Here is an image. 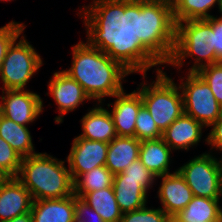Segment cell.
I'll use <instances>...</instances> for the list:
<instances>
[{
    "label": "cell",
    "instance_id": "obj_1",
    "mask_svg": "<svg viewBox=\"0 0 222 222\" xmlns=\"http://www.w3.org/2000/svg\"><path fill=\"white\" fill-rule=\"evenodd\" d=\"M86 42L72 46V64L63 70L98 103L124 90L125 77L157 67L150 56L146 26L128 21L82 17ZM104 101V102H103Z\"/></svg>",
    "mask_w": 222,
    "mask_h": 222
},
{
    "label": "cell",
    "instance_id": "obj_2",
    "mask_svg": "<svg viewBox=\"0 0 222 222\" xmlns=\"http://www.w3.org/2000/svg\"><path fill=\"white\" fill-rule=\"evenodd\" d=\"M150 56L159 65H170L177 70L184 66L185 59L193 58L188 72L215 64L214 33L207 19L175 23L151 48Z\"/></svg>",
    "mask_w": 222,
    "mask_h": 222
},
{
    "label": "cell",
    "instance_id": "obj_3",
    "mask_svg": "<svg viewBox=\"0 0 222 222\" xmlns=\"http://www.w3.org/2000/svg\"><path fill=\"white\" fill-rule=\"evenodd\" d=\"M65 162L39 152L22 159L16 178L30 192L33 201L65 198L74 195V181Z\"/></svg>",
    "mask_w": 222,
    "mask_h": 222
},
{
    "label": "cell",
    "instance_id": "obj_4",
    "mask_svg": "<svg viewBox=\"0 0 222 222\" xmlns=\"http://www.w3.org/2000/svg\"><path fill=\"white\" fill-rule=\"evenodd\" d=\"M156 80L148 84L146 80L136 88L141 95L143 105L150 112L158 129L164 132L184 113L181 90L172 77L160 69L157 64ZM141 86V88H140Z\"/></svg>",
    "mask_w": 222,
    "mask_h": 222
},
{
    "label": "cell",
    "instance_id": "obj_5",
    "mask_svg": "<svg viewBox=\"0 0 222 222\" xmlns=\"http://www.w3.org/2000/svg\"><path fill=\"white\" fill-rule=\"evenodd\" d=\"M20 36L21 38H16L9 46L3 59L0 72L3 83L1 90L26 89L27 83L43 65L40 54L28 42L24 33Z\"/></svg>",
    "mask_w": 222,
    "mask_h": 222
},
{
    "label": "cell",
    "instance_id": "obj_6",
    "mask_svg": "<svg viewBox=\"0 0 222 222\" xmlns=\"http://www.w3.org/2000/svg\"><path fill=\"white\" fill-rule=\"evenodd\" d=\"M218 0H169L146 25L150 48L177 22L212 17L209 12ZM212 8V9H211Z\"/></svg>",
    "mask_w": 222,
    "mask_h": 222
},
{
    "label": "cell",
    "instance_id": "obj_7",
    "mask_svg": "<svg viewBox=\"0 0 222 222\" xmlns=\"http://www.w3.org/2000/svg\"><path fill=\"white\" fill-rule=\"evenodd\" d=\"M194 196L220 199L222 187V156L216 158L205 152L177 169Z\"/></svg>",
    "mask_w": 222,
    "mask_h": 222
},
{
    "label": "cell",
    "instance_id": "obj_8",
    "mask_svg": "<svg viewBox=\"0 0 222 222\" xmlns=\"http://www.w3.org/2000/svg\"><path fill=\"white\" fill-rule=\"evenodd\" d=\"M186 75L180 78L181 83L178 84L184 113L204 127H210L222 114V106L215 99L208 83L197 72H188Z\"/></svg>",
    "mask_w": 222,
    "mask_h": 222
},
{
    "label": "cell",
    "instance_id": "obj_9",
    "mask_svg": "<svg viewBox=\"0 0 222 222\" xmlns=\"http://www.w3.org/2000/svg\"><path fill=\"white\" fill-rule=\"evenodd\" d=\"M1 115L15 123L28 127L43 112V100L39 94L27 89L2 90Z\"/></svg>",
    "mask_w": 222,
    "mask_h": 222
},
{
    "label": "cell",
    "instance_id": "obj_10",
    "mask_svg": "<svg viewBox=\"0 0 222 222\" xmlns=\"http://www.w3.org/2000/svg\"><path fill=\"white\" fill-rule=\"evenodd\" d=\"M47 86L48 93L46 95H51L59 112V115L54 118L57 124L63 122L67 113L75 111L79 105L91 100L82 86L63 70L54 72Z\"/></svg>",
    "mask_w": 222,
    "mask_h": 222
},
{
    "label": "cell",
    "instance_id": "obj_11",
    "mask_svg": "<svg viewBox=\"0 0 222 222\" xmlns=\"http://www.w3.org/2000/svg\"><path fill=\"white\" fill-rule=\"evenodd\" d=\"M108 147L109 143L75 137L66 158L73 181L95 167L105 165Z\"/></svg>",
    "mask_w": 222,
    "mask_h": 222
},
{
    "label": "cell",
    "instance_id": "obj_12",
    "mask_svg": "<svg viewBox=\"0 0 222 222\" xmlns=\"http://www.w3.org/2000/svg\"><path fill=\"white\" fill-rule=\"evenodd\" d=\"M163 8V0H113L97 17L147 25Z\"/></svg>",
    "mask_w": 222,
    "mask_h": 222
},
{
    "label": "cell",
    "instance_id": "obj_13",
    "mask_svg": "<svg viewBox=\"0 0 222 222\" xmlns=\"http://www.w3.org/2000/svg\"><path fill=\"white\" fill-rule=\"evenodd\" d=\"M162 182L157 191L162 210L169 217L176 216L194 197L193 192L186 184L184 177L176 169L173 173L162 175Z\"/></svg>",
    "mask_w": 222,
    "mask_h": 222
},
{
    "label": "cell",
    "instance_id": "obj_14",
    "mask_svg": "<svg viewBox=\"0 0 222 222\" xmlns=\"http://www.w3.org/2000/svg\"><path fill=\"white\" fill-rule=\"evenodd\" d=\"M114 103H108L109 110L117 136L135 137V122L140 107L143 105L141 95L137 90L126 93L125 90L115 94Z\"/></svg>",
    "mask_w": 222,
    "mask_h": 222
},
{
    "label": "cell",
    "instance_id": "obj_15",
    "mask_svg": "<svg viewBox=\"0 0 222 222\" xmlns=\"http://www.w3.org/2000/svg\"><path fill=\"white\" fill-rule=\"evenodd\" d=\"M203 128L199 121L183 113L162 132V139L174 151H188L201 141Z\"/></svg>",
    "mask_w": 222,
    "mask_h": 222
},
{
    "label": "cell",
    "instance_id": "obj_16",
    "mask_svg": "<svg viewBox=\"0 0 222 222\" xmlns=\"http://www.w3.org/2000/svg\"><path fill=\"white\" fill-rule=\"evenodd\" d=\"M30 192L16 178L11 177L0 186V222L31 211Z\"/></svg>",
    "mask_w": 222,
    "mask_h": 222
},
{
    "label": "cell",
    "instance_id": "obj_17",
    "mask_svg": "<svg viewBox=\"0 0 222 222\" xmlns=\"http://www.w3.org/2000/svg\"><path fill=\"white\" fill-rule=\"evenodd\" d=\"M95 106L81 118L83 132L78 137L110 143L117 137L112 116L102 103Z\"/></svg>",
    "mask_w": 222,
    "mask_h": 222
},
{
    "label": "cell",
    "instance_id": "obj_18",
    "mask_svg": "<svg viewBox=\"0 0 222 222\" xmlns=\"http://www.w3.org/2000/svg\"><path fill=\"white\" fill-rule=\"evenodd\" d=\"M30 212L33 222H75L74 195L33 201Z\"/></svg>",
    "mask_w": 222,
    "mask_h": 222
},
{
    "label": "cell",
    "instance_id": "obj_19",
    "mask_svg": "<svg viewBox=\"0 0 222 222\" xmlns=\"http://www.w3.org/2000/svg\"><path fill=\"white\" fill-rule=\"evenodd\" d=\"M140 143L136 137L117 136L109 143L105 166L113 175L122 173L139 159Z\"/></svg>",
    "mask_w": 222,
    "mask_h": 222
},
{
    "label": "cell",
    "instance_id": "obj_20",
    "mask_svg": "<svg viewBox=\"0 0 222 222\" xmlns=\"http://www.w3.org/2000/svg\"><path fill=\"white\" fill-rule=\"evenodd\" d=\"M172 152L162 138L143 140L140 143L139 160L153 175L160 177L171 173L169 165Z\"/></svg>",
    "mask_w": 222,
    "mask_h": 222
},
{
    "label": "cell",
    "instance_id": "obj_21",
    "mask_svg": "<svg viewBox=\"0 0 222 222\" xmlns=\"http://www.w3.org/2000/svg\"><path fill=\"white\" fill-rule=\"evenodd\" d=\"M113 190L123 213L140 209L147 204L148 192L141 186V181L125 179L123 172L114 175Z\"/></svg>",
    "mask_w": 222,
    "mask_h": 222
},
{
    "label": "cell",
    "instance_id": "obj_22",
    "mask_svg": "<svg viewBox=\"0 0 222 222\" xmlns=\"http://www.w3.org/2000/svg\"><path fill=\"white\" fill-rule=\"evenodd\" d=\"M0 137L23 158L37 154L27 126L15 123L0 114Z\"/></svg>",
    "mask_w": 222,
    "mask_h": 222
},
{
    "label": "cell",
    "instance_id": "obj_23",
    "mask_svg": "<svg viewBox=\"0 0 222 222\" xmlns=\"http://www.w3.org/2000/svg\"><path fill=\"white\" fill-rule=\"evenodd\" d=\"M80 198L105 222H121L123 212L116 201L113 186L85 193Z\"/></svg>",
    "mask_w": 222,
    "mask_h": 222
},
{
    "label": "cell",
    "instance_id": "obj_24",
    "mask_svg": "<svg viewBox=\"0 0 222 222\" xmlns=\"http://www.w3.org/2000/svg\"><path fill=\"white\" fill-rule=\"evenodd\" d=\"M220 200L194 196L191 202L176 217L182 222H218Z\"/></svg>",
    "mask_w": 222,
    "mask_h": 222
},
{
    "label": "cell",
    "instance_id": "obj_25",
    "mask_svg": "<svg viewBox=\"0 0 222 222\" xmlns=\"http://www.w3.org/2000/svg\"><path fill=\"white\" fill-rule=\"evenodd\" d=\"M113 180L114 175L105 165L95 167L74 181V194L81 197L85 193L111 187Z\"/></svg>",
    "mask_w": 222,
    "mask_h": 222
},
{
    "label": "cell",
    "instance_id": "obj_26",
    "mask_svg": "<svg viewBox=\"0 0 222 222\" xmlns=\"http://www.w3.org/2000/svg\"><path fill=\"white\" fill-rule=\"evenodd\" d=\"M135 137L139 141L162 138V132L156 126L147 108L142 105L135 122Z\"/></svg>",
    "mask_w": 222,
    "mask_h": 222
},
{
    "label": "cell",
    "instance_id": "obj_27",
    "mask_svg": "<svg viewBox=\"0 0 222 222\" xmlns=\"http://www.w3.org/2000/svg\"><path fill=\"white\" fill-rule=\"evenodd\" d=\"M144 207L123 213L121 222H169V216L160 207Z\"/></svg>",
    "mask_w": 222,
    "mask_h": 222
},
{
    "label": "cell",
    "instance_id": "obj_28",
    "mask_svg": "<svg viewBox=\"0 0 222 222\" xmlns=\"http://www.w3.org/2000/svg\"><path fill=\"white\" fill-rule=\"evenodd\" d=\"M23 157L0 137V167L11 177H17Z\"/></svg>",
    "mask_w": 222,
    "mask_h": 222
},
{
    "label": "cell",
    "instance_id": "obj_29",
    "mask_svg": "<svg viewBox=\"0 0 222 222\" xmlns=\"http://www.w3.org/2000/svg\"><path fill=\"white\" fill-rule=\"evenodd\" d=\"M197 73L208 83L215 99L222 106V62L205 66Z\"/></svg>",
    "mask_w": 222,
    "mask_h": 222
},
{
    "label": "cell",
    "instance_id": "obj_30",
    "mask_svg": "<svg viewBox=\"0 0 222 222\" xmlns=\"http://www.w3.org/2000/svg\"><path fill=\"white\" fill-rule=\"evenodd\" d=\"M26 25L16 21H11L5 26L0 27V72L4 57L12 42L20 37L24 32Z\"/></svg>",
    "mask_w": 222,
    "mask_h": 222
},
{
    "label": "cell",
    "instance_id": "obj_31",
    "mask_svg": "<svg viewBox=\"0 0 222 222\" xmlns=\"http://www.w3.org/2000/svg\"><path fill=\"white\" fill-rule=\"evenodd\" d=\"M123 173L125 174V179L140 180L141 186L148 192L149 188L153 187L157 177L153 175L139 159L132 162Z\"/></svg>",
    "mask_w": 222,
    "mask_h": 222
},
{
    "label": "cell",
    "instance_id": "obj_32",
    "mask_svg": "<svg viewBox=\"0 0 222 222\" xmlns=\"http://www.w3.org/2000/svg\"><path fill=\"white\" fill-rule=\"evenodd\" d=\"M75 222H105L86 202L74 194Z\"/></svg>",
    "mask_w": 222,
    "mask_h": 222
},
{
    "label": "cell",
    "instance_id": "obj_33",
    "mask_svg": "<svg viewBox=\"0 0 222 222\" xmlns=\"http://www.w3.org/2000/svg\"><path fill=\"white\" fill-rule=\"evenodd\" d=\"M214 33L215 63L222 62V15L220 17H209Z\"/></svg>",
    "mask_w": 222,
    "mask_h": 222
},
{
    "label": "cell",
    "instance_id": "obj_34",
    "mask_svg": "<svg viewBox=\"0 0 222 222\" xmlns=\"http://www.w3.org/2000/svg\"><path fill=\"white\" fill-rule=\"evenodd\" d=\"M210 127L212 130L208 133L205 142L211 145L210 151L214 149L222 154V114Z\"/></svg>",
    "mask_w": 222,
    "mask_h": 222
},
{
    "label": "cell",
    "instance_id": "obj_35",
    "mask_svg": "<svg viewBox=\"0 0 222 222\" xmlns=\"http://www.w3.org/2000/svg\"><path fill=\"white\" fill-rule=\"evenodd\" d=\"M113 0H92V2L80 9L79 17H97ZM80 14V15H79Z\"/></svg>",
    "mask_w": 222,
    "mask_h": 222
},
{
    "label": "cell",
    "instance_id": "obj_36",
    "mask_svg": "<svg viewBox=\"0 0 222 222\" xmlns=\"http://www.w3.org/2000/svg\"><path fill=\"white\" fill-rule=\"evenodd\" d=\"M1 222H33L31 212L16 216L10 220Z\"/></svg>",
    "mask_w": 222,
    "mask_h": 222
},
{
    "label": "cell",
    "instance_id": "obj_37",
    "mask_svg": "<svg viewBox=\"0 0 222 222\" xmlns=\"http://www.w3.org/2000/svg\"><path fill=\"white\" fill-rule=\"evenodd\" d=\"M11 178V176L0 167V186L7 182L9 179Z\"/></svg>",
    "mask_w": 222,
    "mask_h": 222
},
{
    "label": "cell",
    "instance_id": "obj_38",
    "mask_svg": "<svg viewBox=\"0 0 222 222\" xmlns=\"http://www.w3.org/2000/svg\"><path fill=\"white\" fill-rule=\"evenodd\" d=\"M169 222H182L176 216H172L169 218Z\"/></svg>",
    "mask_w": 222,
    "mask_h": 222
},
{
    "label": "cell",
    "instance_id": "obj_39",
    "mask_svg": "<svg viewBox=\"0 0 222 222\" xmlns=\"http://www.w3.org/2000/svg\"><path fill=\"white\" fill-rule=\"evenodd\" d=\"M218 11L222 15V0H218Z\"/></svg>",
    "mask_w": 222,
    "mask_h": 222
},
{
    "label": "cell",
    "instance_id": "obj_40",
    "mask_svg": "<svg viewBox=\"0 0 222 222\" xmlns=\"http://www.w3.org/2000/svg\"><path fill=\"white\" fill-rule=\"evenodd\" d=\"M222 197V187H221V194H220V198ZM220 217H222V207H220Z\"/></svg>",
    "mask_w": 222,
    "mask_h": 222
},
{
    "label": "cell",
    "instance_id": "obj_41",
    "mask_svg": "<svg viewBox=\"0 0 222 222\" xmlns=\"http://www.w3.org/2000/svg\"><path fill=\"white\" fill-rule=\"evenodd\" d=\"M169 0H163V7L168 3Z\"/></svg>",
    "mask_w": 222,
    "mask_h": 222
},
{
    "label": "cell",
    "instance_id": "obj_42",
    "mask_svg": "<svg viewBox=\"0 0 222 222\" xmlns=\"http://www.w3.org/2000/svg\"><path fill=\"white\" fill-rule=\"evenodd\" d=\"M218 222H222V217H219V221Z\"/></svg>",
    "mask_w": 222,
    "mask_h": 222
}]
</instances>
